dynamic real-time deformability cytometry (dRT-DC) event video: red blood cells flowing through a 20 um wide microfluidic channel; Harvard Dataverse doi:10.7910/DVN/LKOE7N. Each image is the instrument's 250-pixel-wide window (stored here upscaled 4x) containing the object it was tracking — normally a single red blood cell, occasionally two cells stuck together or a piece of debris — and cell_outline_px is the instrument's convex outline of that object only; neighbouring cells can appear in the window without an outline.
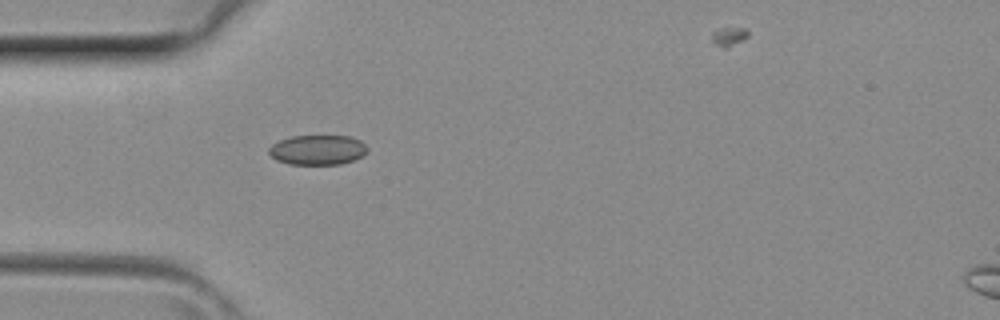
{"species": "common noctule bat (a hibernating species)", "species_latin": "Nyctalus noctula", "temperature_condition": "room temperature", "stored_images_in_passage": 4, "camera_frame_rate_fps": 3000, "um_per_image_px": 0.085, "animal": {"sex": "female", "body_mass_g": 29.2, "forearm_length_mm": 56.3}, "frame": {"image": 1, "passage_image": 3, "time_ms": 0.667, "image_size_px": [1000, 320], "cell_outline_px": [[368, 152], [352, 160], [340, 164], [288, 164], [276, 160], [268, 152], [268, 148], [272, 144], [280, 140], [292, 136], [348, 136], [360, 140], [368, 148]], "centroid_in_image_um": [26.98, 12.74], "position_along_channel_um": 58.0, "area_um2": 17.05}}